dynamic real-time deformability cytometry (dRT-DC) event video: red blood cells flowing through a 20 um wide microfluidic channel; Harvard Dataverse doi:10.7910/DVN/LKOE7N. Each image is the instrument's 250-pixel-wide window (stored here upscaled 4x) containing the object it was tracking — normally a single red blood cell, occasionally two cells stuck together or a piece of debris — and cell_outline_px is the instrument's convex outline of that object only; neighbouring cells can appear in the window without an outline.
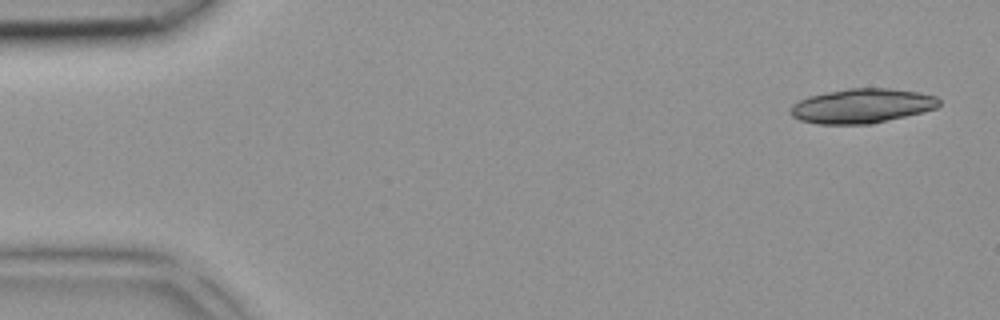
{"species": "common noctule bat (a hibernating species)", "species_latin": "Nyctalus noctula", "temperature_condition": "room temperature", "stored_images_in_passage": 41, "camera_frame_rate_fps": 3000, "um_per_image_px": 0.085, "animal": {"sex": "female", "body_mass_g": 18.4}, "frame": {"image": 1, "passage_image": 1, "time_ms": 0.0, "image_size_px": [1000, 320], "cell_outline_px": [[940, 104], [936, 108], [924, 112], [872, 124], [816, 124], [800, 120], [792, 116], [788, 112], [792, 104], [808, 96], [848, 88], [888, 88], [916, 92], [936, 96], [940, 100]], "centroid_in_image_um": [73.25, 9.01], "position_along_channel_um": 11.8, "area_um2": 30.0}}